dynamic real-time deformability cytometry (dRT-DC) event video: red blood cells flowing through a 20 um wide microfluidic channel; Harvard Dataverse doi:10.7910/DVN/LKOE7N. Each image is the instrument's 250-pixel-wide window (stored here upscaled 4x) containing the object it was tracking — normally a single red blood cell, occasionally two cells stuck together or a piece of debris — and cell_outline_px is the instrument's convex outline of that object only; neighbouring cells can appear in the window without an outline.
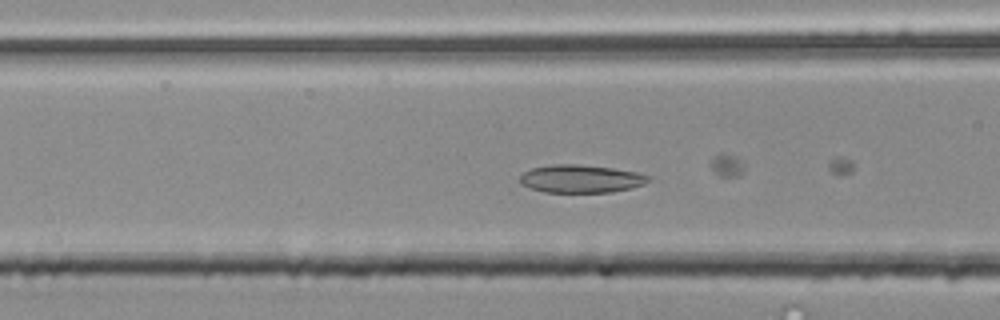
{"species": "common noctule bat (a hibernating species)", "species_latin": "Nyctalus noctula", "temperature_condition": "room temperature", "stored_images_in_passage": 36, "camera_frame_rate_fps": 3000, "um_per_image_px": 0.085, "animal": {"sex": "male", "body_mass_g": 20.4}, "frame": {"image": 1, "passage_image": 4, "time_ms": 1.0, "image_size_px": [1000, 320], "cell_outline_px": [[652, 176], [644, 184], [632, 188], [612, 192], [544, 192], [520, 184], [520, 176], [524, 172], [532, 168], [552, 164], [580, 164], [612, 168], [636, 172]], "centroid_in_image_um": [49.38, 15.19], "position_along_channel_um": 117.2, "area_um2": 20.92}}
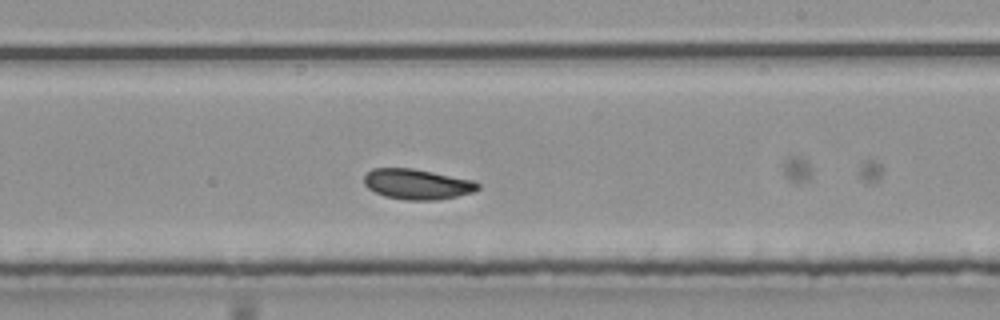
{"frame": {"image": 2, "passage_image": 15, "time_ms": 4.667, "image_size_px": [1000, 320], "cell_outline_px": [[480, 188], [472, 192], [456, 196], [436, 200], [404, 200], [384, 196], [368, 188], [364, 184], [364, 176], [372, 168], [412, 168], [472, 180], [480, 184]], "centroid_in_image_um": [35.43, 15.65], "position_along_channel_um": 253.6, "area_um2": 20.0}}
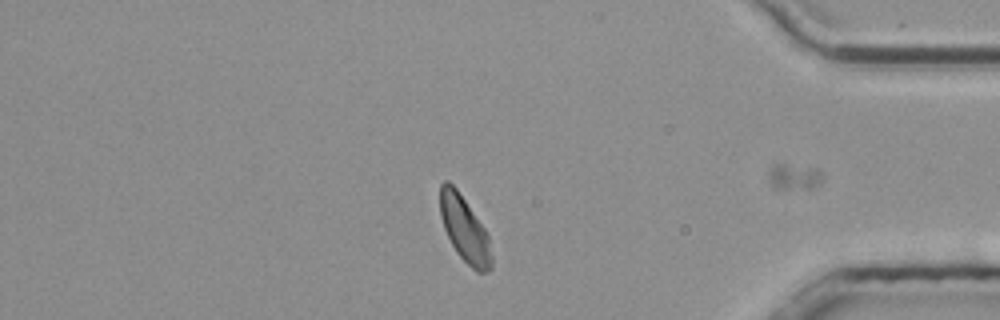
{"frame": {"image": 3, "passage_image": 29, "time_ms": 9.333, "image_size_px": [1000, 320], "cell_outline_px": [[492, 268], [488, 272], [476, 272], [456, 252], [444, 228], [440, 216], [440, 184], [444, 180], [448, 180], [456, 188], [484, 228], [488, 236], [492, 256]], "centroid_in_image_um": [39.49, 19.49], "position_along_channel_um": 395.7, "area_um2": 19.48}, "authors_computed_cell_mechanics": {"area_um2": 19.8832, "velocity_mm_per_s": 3.7295, "shape_relaxation_time_tau1_ms": null, "shape_relaxation_time_tau2_ms": 2.4343, "deformation_change_tau1": null, "deformation_change_tau2": 0.0622}}